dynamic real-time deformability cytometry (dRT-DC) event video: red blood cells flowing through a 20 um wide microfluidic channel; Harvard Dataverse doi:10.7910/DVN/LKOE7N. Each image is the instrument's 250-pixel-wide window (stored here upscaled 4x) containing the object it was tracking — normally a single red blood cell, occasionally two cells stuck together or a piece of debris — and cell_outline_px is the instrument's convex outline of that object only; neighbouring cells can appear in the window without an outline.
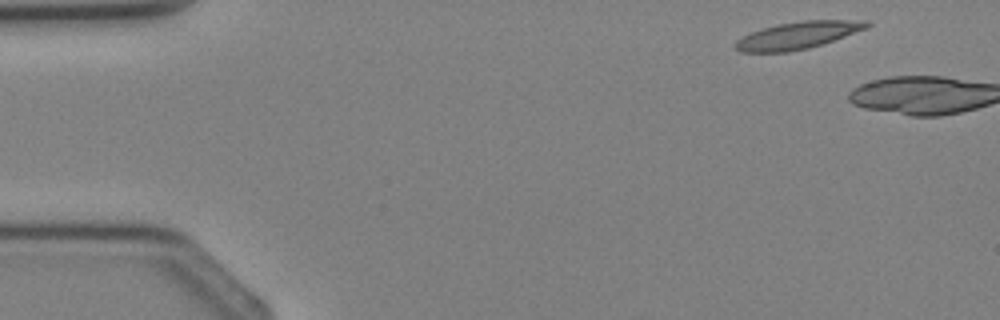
{"species": "Egyptian fruit bat (a non-hibernating species)", "species_latin": "Rousettus aegyptiacus", "temperature_condition": "cold", "stored_images_in_passage": 4, "camera_frame_rate_fps": 3000, "um_per_image_px": 0.085, "animal": {"sex": "female"}, "frame": {"image": 1, "passage_image": 1, "time_ms": 0.0, "image_size_px": [1000, 320], "cell_outline_px": [[872, 24], [868, 28], [808, 48], [788, 52], [740, 52], [736, 48], [736, 40], [752, 32], [776, 24], [804, 20], [868, 20]], "centroid_in_image_um": [67.84, 2.99], "position_along_channel_um": 17.2, "area_um2": 20.58}}